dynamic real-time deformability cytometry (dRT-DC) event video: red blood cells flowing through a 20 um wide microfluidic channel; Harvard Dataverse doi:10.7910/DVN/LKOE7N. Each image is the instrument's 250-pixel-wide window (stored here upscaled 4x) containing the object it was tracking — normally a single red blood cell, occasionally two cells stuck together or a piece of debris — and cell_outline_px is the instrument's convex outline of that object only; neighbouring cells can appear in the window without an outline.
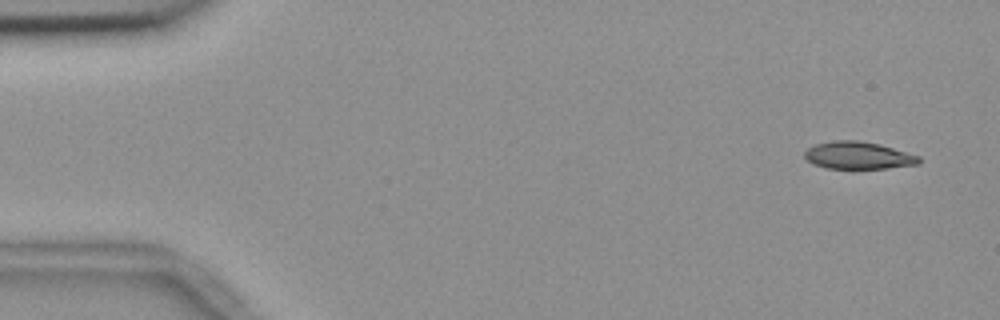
{"species": "common noctule bat (a hibernating species)", "species_latin": "Nyctalus noctula", "temperature_condition": "room temperature", "stored_images_in_passage": 8, "camera_frame_rate_fps": 3000, "um_per_image_px": 0.085, "animal": {"sex": "female", "body_mass_g": 18.4}, "frame": {"image": 1, "passage_image": 1, "time_ms": 0.0, "image_size_px": [1000, 320], "cell_outline_px": [[920, 164], [888, 168], [824, 168], [812, 164], [804, 156], [804, 152], [808, 148], [816, 144], [832, 140], [860, 140], [880, 144], [920, 156]], "centroid_in_image_um": [72.94, 13.2], "position_along_channel_um": 12.1, "area_um2": 18.32}}
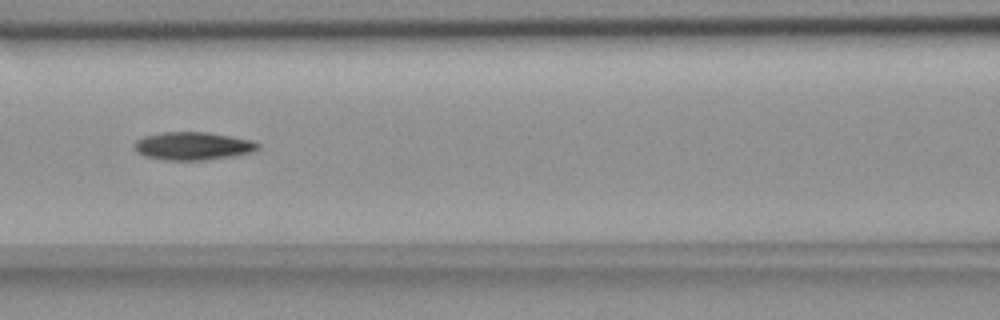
{"frame": {"image": 2, "passage_image": 7, "time_ms": 2.0, "image_size_px": [1000, 320], "cell_outline_px": [[260, 148], [252, 152], [236, 156], [204, 160], [164, 160], [144, 156], [136, 152], [132, 144], [136, 140], [144, 136], [164, 132], [208, 132], [252, 140], [260, 144]], "centroid_in_image_um": [16.39, 12.41], "position_along_channel_um": 150.2, "area_um2": 20.4}}
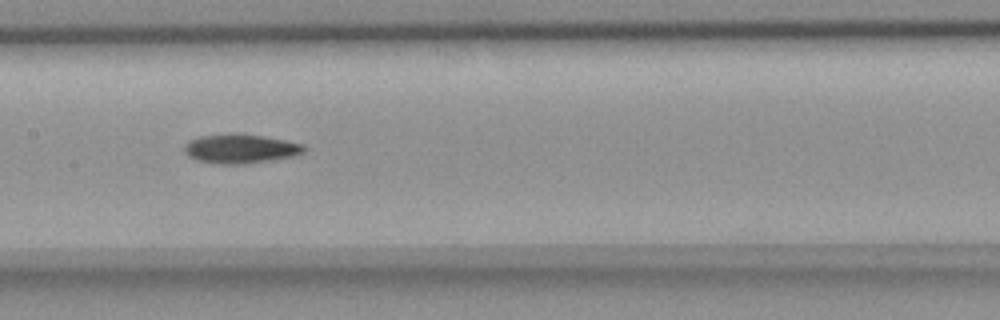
{"frame": {"image": 3, "passage_image": 8, "time_ms": 2.333, "image_size_px": [1000, 320], "cell_outline_px": [[308, 148], [304, 152], [296, 156], [272, 160], [244, 164], [220, 164], [196, 160], [188, 156], [184, 152], [184, 144], [188, 140], [200, 136], [264, 136], [304, 144]], "centroid_in_image_um": [20.48, 12.68], "position_along_channel_um": 186.9, "area_um2": 19.88}}